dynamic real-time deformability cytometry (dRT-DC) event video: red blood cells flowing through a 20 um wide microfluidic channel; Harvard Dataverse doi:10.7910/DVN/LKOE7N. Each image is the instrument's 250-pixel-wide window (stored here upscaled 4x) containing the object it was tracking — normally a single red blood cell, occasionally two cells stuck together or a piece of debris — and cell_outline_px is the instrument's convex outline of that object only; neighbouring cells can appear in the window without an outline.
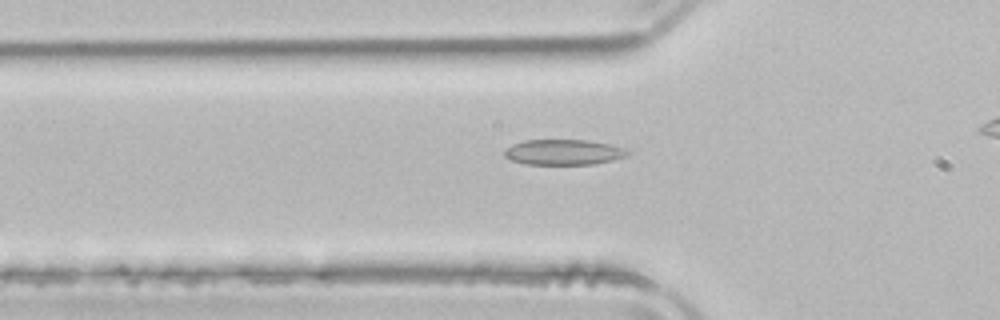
{"species": "common noctule bat (a hibernating species)", "species_latin": "Nyctalus noctula", "temperature_condition": "room temperature", "stored_images_in_passage": 33, "camera_frame_rate_fps": 3000, "um_per_image_px": 0.085, "animal": {"sex": "male", "body_mass_g": 21.5, "forearm_length_mm": 52.0}, "frame": {"image": 1, "passage_image": 5, "time_ms": 1.333, "image_size_px": [1000, 320], "cell_outline_px": [[632, 152], [628, 156], [612, 160], [592, 164], [524, 164], [512, 160], [504, 156], [504, 148], [512, 144], [524, 140], [588, 140], [608, 144], [624, 148]], "centroid_in_image_um": [47.89, 12.93], "position_along_channel_um": 77.9, "area_um2": 18.32}}
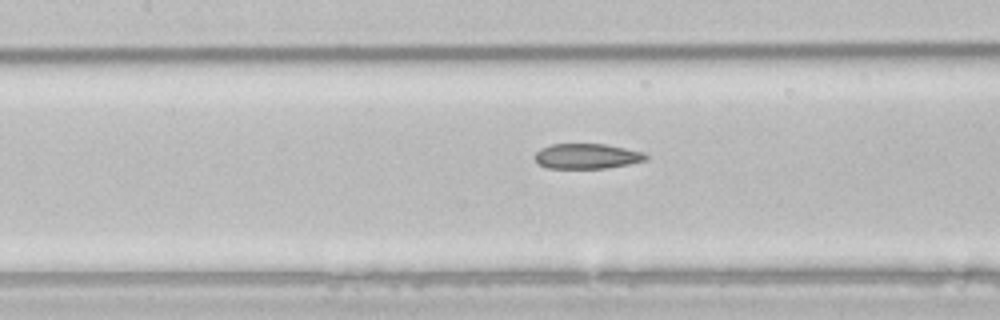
{"frame": {"image": 2, "passage_image": 11, "time_ms": 3.333, "image_size_px": [1000, 320], "cell_outline_px": [[648, 160], [628, 164], [604, 168], [548, 168], [540, 164], [536, 160], [536, 152], [540, 148], [552, 144], [604, 144], [644, 152], [648, 156]], "centroid_in_image_um": [49.91, 13.27], "position_along_channel_um": 157.5, "area_um2": 16.13}}
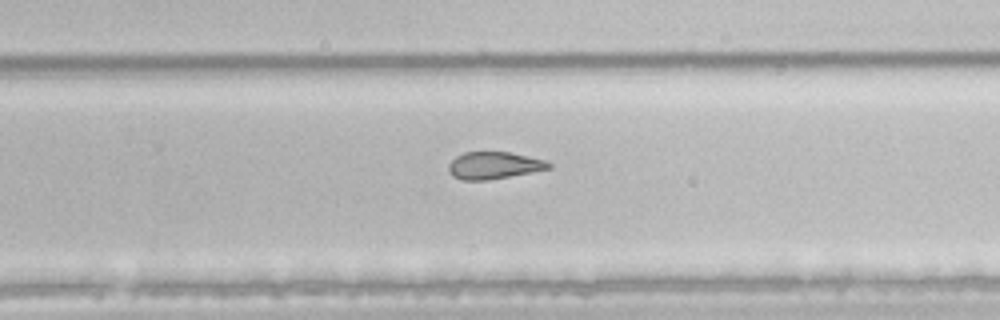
{"frame": {"image": 3, "passage_image": 21, "time_ms": 6.667, "image_size_px": [1000, 320], "cell_outline_px": [[552, 168], [532, 172], [484, 180], [464, 180], [452, 176], [448, 172], [448, 164], [456, 156], [464, 152], [512, 152], [544, 160], [552, 164]], "centroid_in_image_um": [41.97, 14.05], "position_along_channel_um": 287.8, "area_um2": 15.78}, "authors_computed_cell_mechanics": {"area_um2": 17.051, "velocity_mm_per_s": 3.9221, "shape_relaxation_time_tau1_ms": null, "shape_relaxation_time_tau2_ms": 3.8925, "deformation_change_tau1": null, "deformation_change_tau2": 0.116}}